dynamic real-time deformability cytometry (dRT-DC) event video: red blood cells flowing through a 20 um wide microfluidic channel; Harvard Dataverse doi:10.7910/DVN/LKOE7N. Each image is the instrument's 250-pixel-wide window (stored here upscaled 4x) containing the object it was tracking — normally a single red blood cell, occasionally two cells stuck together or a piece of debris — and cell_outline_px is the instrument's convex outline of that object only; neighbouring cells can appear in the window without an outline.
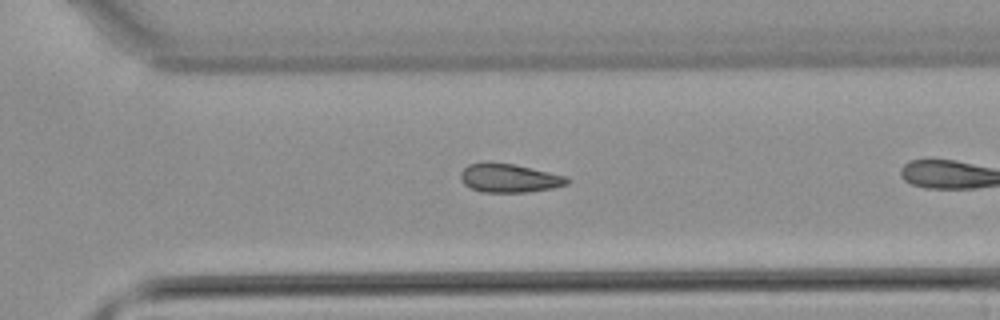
{"species": "common noctule bat (a hibernating species)", "species_latin": "Nyctalus noctula", "temperature_condition": "warm", "stored_images_in_passage": 22, "camera_frame_rate_fps": 3000, "um_per_image_px": 0.085, "animal": {"sex": "male", "body_mass_g": 21.5, "forearm_length_mm": 52.0}, "frame": {"image": 1, "passage_image": 19, "time_ms": 6.0, "image_size_px": [1000, 320], "cell_outline_px": [[572, 180], [568, 184], [552, 188], [528, 192], [484, 192], [472, 188], [464, 184], [460, 180], [460, 172], [468, 164], [484, 160], [516, 164], [568, 176]], "centroid_in_image_um": [43.29, 15.1], "position_along_channel_um": 327.3, "area_um2": 18.32}}